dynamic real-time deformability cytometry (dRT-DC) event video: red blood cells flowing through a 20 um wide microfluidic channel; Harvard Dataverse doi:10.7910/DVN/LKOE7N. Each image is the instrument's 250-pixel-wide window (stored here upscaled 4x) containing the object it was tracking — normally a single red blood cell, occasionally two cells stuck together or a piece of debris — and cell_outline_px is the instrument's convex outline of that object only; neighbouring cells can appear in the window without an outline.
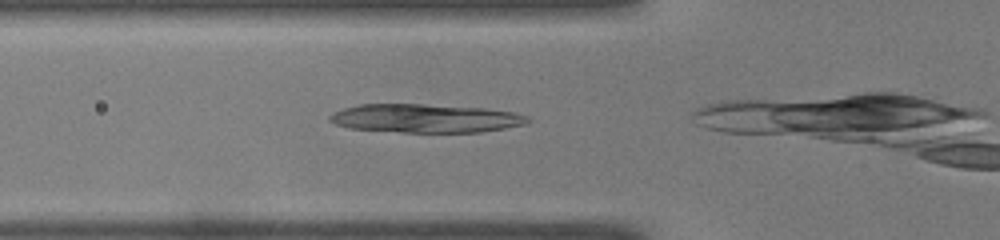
{"species": "common noctule bat (a hibernating species)", "species_latin": "Nyctalus noctula", "temperature_condition": "warm", "stored_images_in_passage": 10, "camera_frame_rate_fps": 3000, "um_per_image_px": 0.085, "animal": {"sex": "male", "body_mass_g": 19.0, "forearm_length_mm": 50.8}, "frame": {"image": 1, "passage_image": 4, "time_ms": 1.0, "image_size_px": [1000, 240], "cell_outline_px": [[532, 120], [524, 124], [504, 128], [480, 132], [400, 132], [348, 128], [336, 124], [328, 120], [328, 116], [332, 112], [344, 108], [360, 104], [420, 104], [484, 108], [512, 112], [528, 116]], "centroid_in_image_um": [36.12, 10.06], "position_along_channel_um": 89.7, "area_um2": 32.89}}
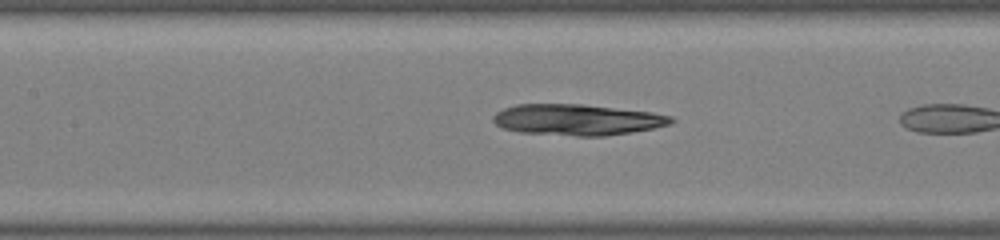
{"frame": {"image": 2, "passage_image": 9, "time_ms": 2.667, "image_size_px": [1000, 240], "cell_outline_px": [[676, 120], [668, 124], [652, 128], [632, 132], [604, 136], [576, 136], [520, 132], [504, 128], [496, 124], [492, 120], [492, 116], [496, 112], [504, 108], [516, 104], [580, 104], [652, 112], [672, 116]], "centroid_in_image_um": [49.04, 10.17], "position_along_channel_um": 158.4, "area_um2": 32.08}}